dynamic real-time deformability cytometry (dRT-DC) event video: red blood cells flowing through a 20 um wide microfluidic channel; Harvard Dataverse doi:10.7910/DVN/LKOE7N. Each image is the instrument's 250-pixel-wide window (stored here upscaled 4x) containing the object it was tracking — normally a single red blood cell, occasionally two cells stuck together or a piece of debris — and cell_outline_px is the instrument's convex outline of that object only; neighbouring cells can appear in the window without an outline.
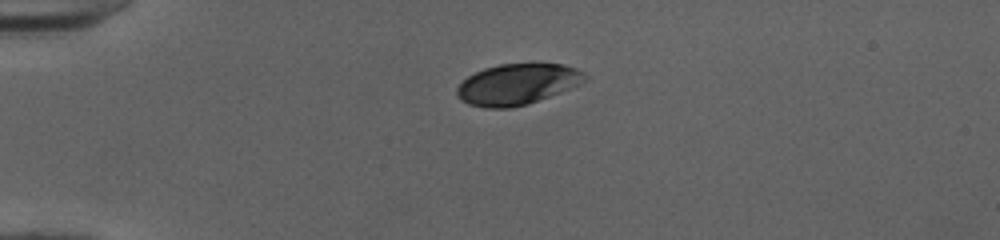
{"species": "human", "species_latin": "Homo sapiens", "temperature_condition": "cold", "stored_images_in_passage": 39, "camera_frame_rate_fps": 3000, "um_per_image_px": 0.085, "donor": {"sex": "female"}, "frame": {"image": 1, "passage_image": 1, "time_ms": 0.0, "image_size_px": [1000, 240], "cell_outline_px": [[588, 76], [580, 84], [560, 92], [528, 104], [512, 108], [484, 108], [468, 104], [460, 100], [456, 96], [456, 88], [468, 76], [484, 68], [500, 64], [564, 64], [576, 68], [584, 72]], "centroid_in_image_um": [43.95, 7.17], "position_along_channel_um": 41.1, "area_um2": 30.52}}
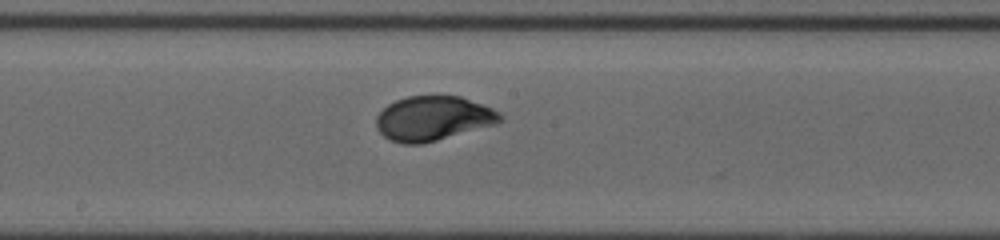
{"frame": {"image": 2, "passage_image": 17, "time_ms": 5.333, "image_size_px": [1000, 240], "cell_outline_px": [[504, 120], [496, 124], [436, 140], [420, 144], [404, 144], [392, 140], [384, 136], [376, 128], [376, 116], [388, 104], [396, 100], [408, 96], [460, 96], [492, 108], [500, 112], [504, 116]], "centroid_in_image_um": [36.83, 10.06], "position_along_channel_um": 211.4, "area_um2": 32.02}}
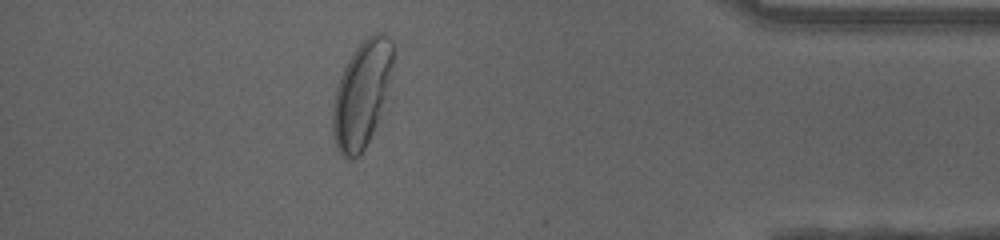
{"frame": {"image": 3, "passage_image": 34, "time_ms": 11.0, "image_size_px": [1000, 240], "cell_outline_px": [[392, 100], [364, 148], [352, 160], [344, 156], [336, 148], [332, 128], [332, 108], [336, 88], [340, 76], [348, 60], [356, 48], [372, 32], [380, 32], [388, 36], [392, 40]], "centroid_in_image_um": [30.82, 8.01], "position_along_channel_um": 404.4, "area_um2": 38.55}, "authors_computed_cell_mechanics": {"area_um2": 32.5992, "velocity_mm_per_s": 3.989, "shape_relaxation_time_tau1_ms": 3.1995, "shape_relaxation_time_tau2_ms": null, "deformation_change_tau1": 0.1338, "deformation_change_tau2": null}}